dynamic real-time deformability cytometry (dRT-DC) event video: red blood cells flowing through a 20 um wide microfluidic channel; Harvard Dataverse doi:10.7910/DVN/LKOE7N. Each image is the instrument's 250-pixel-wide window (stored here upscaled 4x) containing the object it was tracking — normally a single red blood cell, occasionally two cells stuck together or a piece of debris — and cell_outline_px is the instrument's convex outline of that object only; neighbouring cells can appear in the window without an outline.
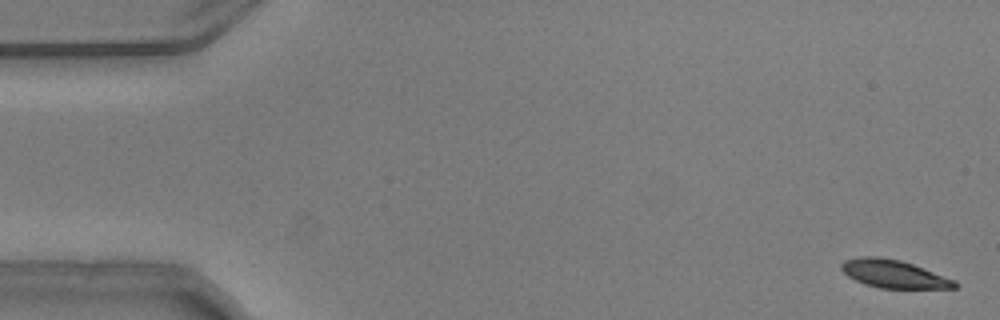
{"species": "common noctule bat (a hibernating species)", "species_latin": "Nyctalus noctula", "temperature_condition": "warm", "stored_images_in_passage": 16, "camera_frame_rate_fps": 3000, "um_per_image_px": 0.085, "animal": {"sex": "male", "body_mass_g": 20.5, "forearm_length_mm": 52.5}, "frame": {"image": 1, "passage_image": 2, "time_ms": 0.333, "image_size_px": [1000, 320], "cell_outline_px": [[960, 284], [956, 288], [880, 288], [864, 284], [848, 276], [840, 268], [840, 264], [844, 260], [860, 256], [880, 256], [900, 260], [912, 264], [956, 280]], "centroid_in_image_um": [75.96, 23.27], "position_along_channel_um": 9.0, "area_um2": 18.55}}